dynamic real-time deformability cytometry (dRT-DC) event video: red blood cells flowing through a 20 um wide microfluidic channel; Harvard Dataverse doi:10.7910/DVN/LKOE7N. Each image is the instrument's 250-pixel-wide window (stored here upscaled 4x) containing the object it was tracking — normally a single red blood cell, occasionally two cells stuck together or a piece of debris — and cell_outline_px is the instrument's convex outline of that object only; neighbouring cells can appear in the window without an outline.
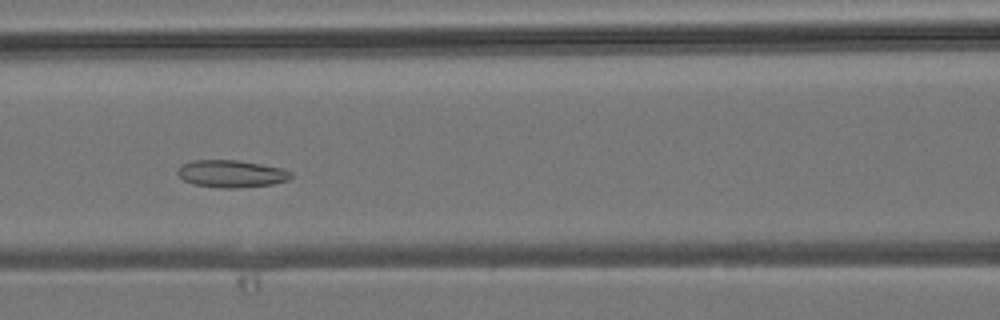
{"species": "common noctule bat (a hibernating species)", "species_latin": "Nyctalus noctula", "temperature_condition": "room temperature", "stored_images_in_passage": 5, "camera_frame_rate_fps": 3000, "um_per_image_px": 0.085, "animal": {"sex": "male", "body_mass_g": 19.2, "forearm_length_mm": 51.8}, "frame": {"image": 1, "passage_image": 4, "time_ms": 4.333, "image_size_px": [1000, 320], "cell_outline_px": [[292, 176], [288, 180], [272, 184], [240, 188], [220, 188], [192, 184], [184, 180], [176, 172], [184, 164], [192, 160], [236, 160], [260, 164], [280, 168], [292, 172]], "centroid_in_image_um": [19.67, 14.78], "position_along_channel_um": 146.9, "area_um2": 17.92}}
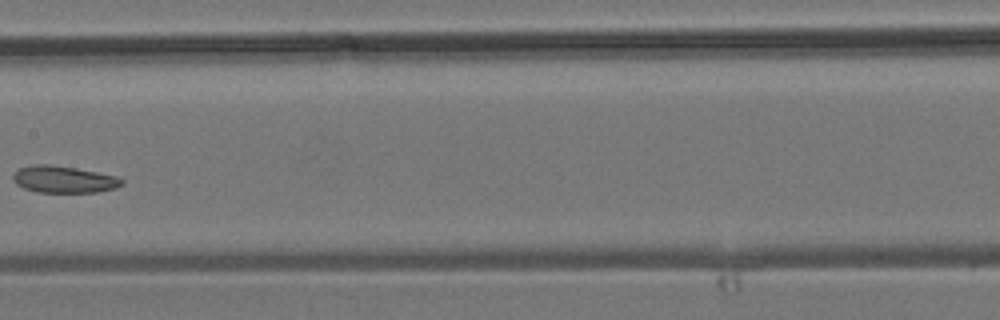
{"frame": {"image": 2, "passage_image": 5, "time_ms": 5.667, "image_size_px": [1000, 320], "cell_outline_px": [[124, 184], [116, 188], [96, 192], [36, 192], [24, 188], [16, 184], [12, 180], [12, 176], [20, 168], [36, 164], [48, 164], [76, 168], [116, 176], [124, 180]], "centroid_in_image_um": [5.43, 15.25], "position_along_channel_um": 202.0, "area_um2": 16.99}}